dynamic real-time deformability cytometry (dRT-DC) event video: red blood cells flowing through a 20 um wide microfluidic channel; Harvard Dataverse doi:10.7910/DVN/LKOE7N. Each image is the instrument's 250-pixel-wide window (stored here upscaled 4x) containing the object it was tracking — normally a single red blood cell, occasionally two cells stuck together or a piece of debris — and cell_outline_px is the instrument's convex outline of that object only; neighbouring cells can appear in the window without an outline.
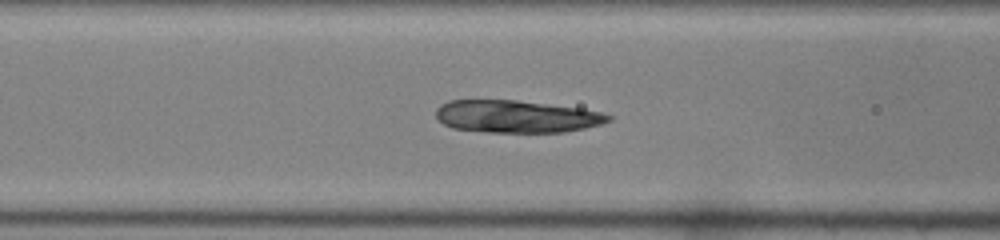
{"species": "common noctule bat (a hibernating species)", "species_latin": "Nyctalus noctula", "temperature_condition": "room temperature", "stored_images_in_passage": 36, "camera_frame_rate_fps": 3000, "um_per_image_px": 0.085, "animal": {"sex": "female", "body_mass_g": 22.0, "forearm_length_mm": 56.7}, "frame": {"image": 1, "passage_image": 12, "time_ms": 3.667, "image_size_px": [1000, 240], "cell_outline_px": [[612, 120], [600, 124], [584, 128], [564, 132], [488, 132], [452, 128], [444, 124], [436, 116], [436, 108], [440, 104], [448, 100], [516, 100], [580, 108], [600, 112], [612, 116]], "centroid_in_image_um": [43.87, 9.9], "position_along_channel_um": 122.7, "area_um2": 32.48}}